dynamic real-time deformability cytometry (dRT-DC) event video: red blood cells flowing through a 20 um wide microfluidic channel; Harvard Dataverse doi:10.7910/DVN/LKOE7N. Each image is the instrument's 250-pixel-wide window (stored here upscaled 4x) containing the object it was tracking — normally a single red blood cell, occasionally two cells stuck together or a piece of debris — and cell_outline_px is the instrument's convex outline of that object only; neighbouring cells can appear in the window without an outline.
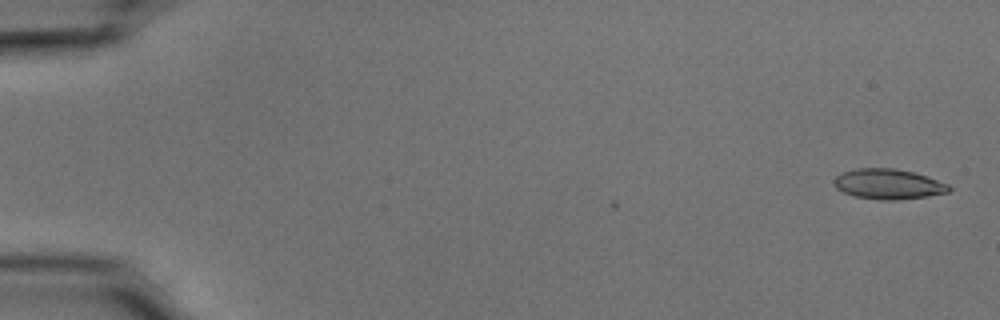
{"species": "common noctule bat (a hibernating species)", "species_latin": "Nyctalus noctula", "temperature_condition": "cold", "stored_images_in_passage": 3, "camera_frame_rate_fps": 3000, "um_per_image_px": 0.085, "animal": {"sex": "male", "body_mass_g": 15.6}, "frame": {"image": 1, "passage_image": 3, "time_ms": 0.667, "image_size_px": [1000, 320], "cell_outline_px": [[952, 188], [948, 192], [928, 196], [892, 200], [888, 200], [856, 196], [844, 192], [836, 188], [832, 180], [836, 176], [844, 172], [856, 168], [892, 168], [912, 172], [948, 184]], "centroid_in_image_um": [75.48, 15.64], "position_along_channel_um": 9.5, "area_um2": 19.83}}